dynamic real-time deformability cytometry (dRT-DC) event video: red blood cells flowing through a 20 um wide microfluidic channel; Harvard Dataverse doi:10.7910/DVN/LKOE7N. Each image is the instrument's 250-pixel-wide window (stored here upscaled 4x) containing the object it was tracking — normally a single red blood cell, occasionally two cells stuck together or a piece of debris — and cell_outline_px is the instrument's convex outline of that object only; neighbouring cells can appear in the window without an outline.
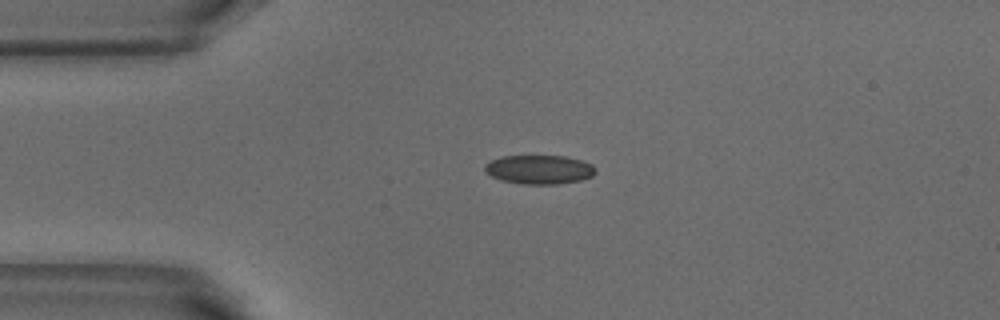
{"species": "common noctule bat (a hibernating species)", "species_latin": "Nyctalus noctula", "temperature_condition": "warm", "stored_images_in_passage": 6, "camera_frame_rate_fps": 3000, "um_per_image_px": 0.085, "animal": {"sex": "male", "body_mass_g": 18.8}, "frame": {"image": 1, "passage_image": 3, "time_ms": 0.667, "image_size_px": [1000, 320], "cell_outline_px": [[596, 172], [592, 176], [580, 180], [556, 184], [520, 184], [500, 180], [484, 172], [484, 164], [500, 156], [564, 156], [580, 160], [592, 164], [596, 168]], "centroid_in_image_um": [45.81, 14.41], "position_along_channel_um": 39.2, "area_um2": 18.79}}
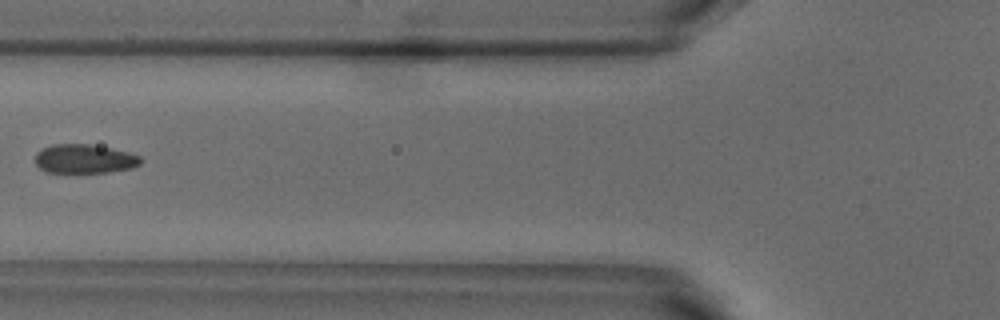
{"frame": {"image": 2, "passage_image": 5, "time_ms": 1.333, "image_size_px": [1000, 320], "cell_outline_px": [[140, 164], [132, 168], [108, 172], [44, 172], [36, 164], [36, 152], [40, 148], [52, 144], [88, 144], [112, 148], [140, 156]], "centroid_in_image_um": [7.13, 13.49], "position_along_channel_um": 118.7, "area_um2": 17.8}}